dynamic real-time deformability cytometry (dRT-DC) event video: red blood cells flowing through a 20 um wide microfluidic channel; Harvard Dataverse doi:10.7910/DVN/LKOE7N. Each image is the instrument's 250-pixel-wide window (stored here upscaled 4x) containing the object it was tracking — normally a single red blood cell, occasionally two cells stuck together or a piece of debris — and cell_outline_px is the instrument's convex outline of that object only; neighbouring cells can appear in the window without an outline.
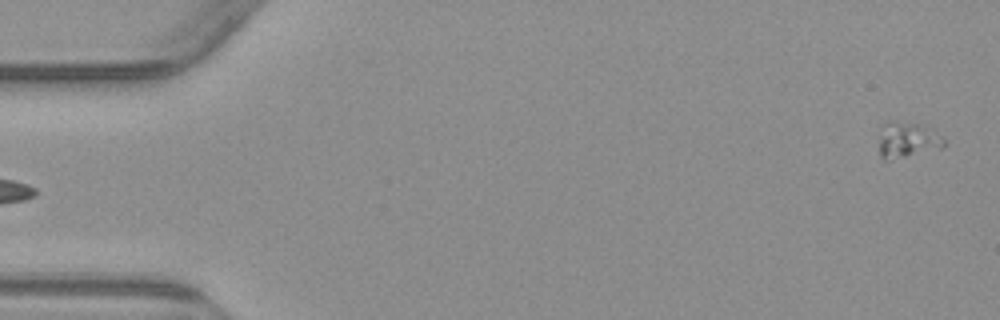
{"species": "common noctule bat (a hibernating species)", "species_latin": "Nyctalus noctula", "temperature_condition": "warm", "stored_images_in_passage": 3, "segment_of_instrument_passage": [2, 2], "camera_frame_rate_fps": 3000, "um_per_image_px": 0.085, "animal": {"sex": "male", "body_mass_g": 23.1, "forearm_length_mm": 52.7}, "frame": {"image": 1, "passage_image": 3, "time_ms": 3.333, "image_size_px": [1000, 320], "cell_outline_px": [[944, 148], [892, 160], [884, 160], [880, 156], [880, 124], [888, 120], [896, 120], [916, 124], [932, 128], [944, 136]], "centroid_in_image_um": [77.13, 11.88], "position_along_channel_um": 7.9, "area_um2": 14.05}}